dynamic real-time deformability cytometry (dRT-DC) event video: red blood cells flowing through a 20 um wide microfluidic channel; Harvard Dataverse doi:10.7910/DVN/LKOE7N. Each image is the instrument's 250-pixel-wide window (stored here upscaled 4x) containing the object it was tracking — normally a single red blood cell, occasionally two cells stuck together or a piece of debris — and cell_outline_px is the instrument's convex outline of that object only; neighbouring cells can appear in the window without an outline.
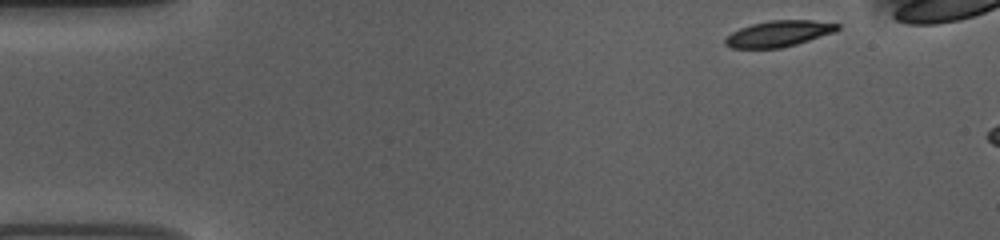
{"species": "common noctule bat (a hibernating species)", "species_latin": "Nyctalus noctula", "temperature_condition": "room temperature", "stored_images_in_passage": 6, "camera_frame_rate_fps": 3000, "um_per_image_px": 0.085, "animal": {"sex": "female", "body_mass_g": 10.0, "forearm_length_mm": 53.1}, "frame": {"image": 1, "passage_image": 1, "time_ms": 0.0, "image_size_px": [1000, 240], "cell_outline_px": [[840, 28], [836, 32], [796, 44], [780, 48], [732, 48], [724, 44], [724, 36], [740, 28], [752, 24], [768, 20], [812, 20], [840, 24]], "centroid_in_image_um": [66.18, 2.86], "position_along_channel_um": 18.8, "area_um2": 17.17}}